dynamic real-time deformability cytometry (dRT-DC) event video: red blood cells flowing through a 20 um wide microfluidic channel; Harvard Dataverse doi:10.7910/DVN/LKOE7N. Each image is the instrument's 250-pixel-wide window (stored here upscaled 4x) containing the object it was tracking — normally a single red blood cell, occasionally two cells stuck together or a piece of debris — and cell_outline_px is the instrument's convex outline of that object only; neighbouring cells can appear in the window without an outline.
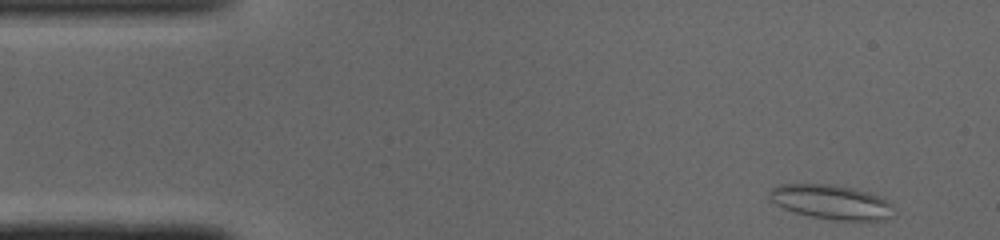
{"species": "common noctule bat (a hibernating species)", "species_latin": "Nyctalus noctula", "temperature_condition": "cold", "stored_images_in_passage": 46, "camera_frame_rate_fps": 3000, "um_per_image_px": 0.085, "animal": {"sex": "male", "body_mass_g": 19.0, "forearm_length_mm": 50.8}, "frame": {"image": 1, "passage_image": 1, "time_ms": 0.0, "image_size_px": [1000, 240], "cell_outline_px": [[896, 216], [880, 220], [832, 220], [812, 216], [796, 212], [784, 208], [776, 204], [768, 196], [772, 188], [780, 184], [828, 184], [852, 188], [868, 192], [880, 196], [888, 200], [892, 204]], "centroid_in_image_um": [70.72, 17.17], "position_along_channel_um": 14.3, "area_um2": 24.91}}
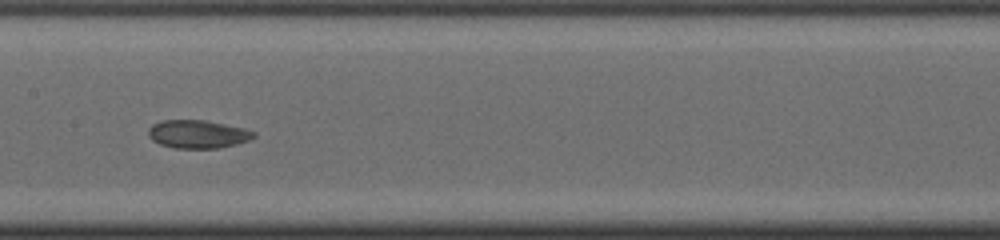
{"frame": {"image": 2, "passage_image": 21, "time_ms": 6.667, "image_size_px": [1000, 240], "cell_outline_px": [[256, 136], [248, 140], [236, 144], [220, 148], [172, 148], [160, 144], [152, 140], [148, 136], [148, 128], [152, 124], [164, 120], [204, 120], [244, 128], [256, 132]], "centroid_in_image_um": [16.79, 11.4], "position_along_channel_um": 190.6, "area_um2": 17.34}}
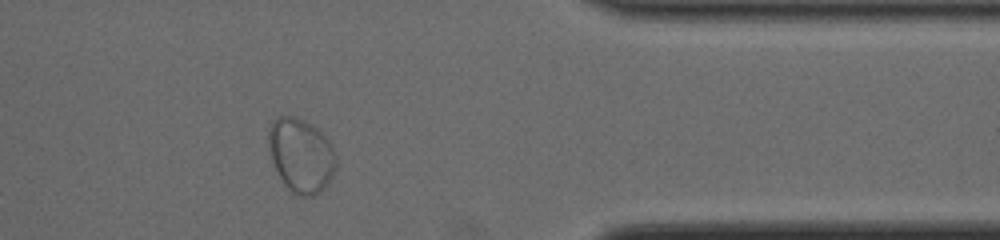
{"frame": {"image": 3, "passage_image": 37, "time_ms": 12.0, "image_size_px": [1000, 240], "cell_outline_px": [[336, 168], [332, 176], [324, 188], [320, 192], [312, 196], [292, 196], [280, 176], [272, 160], [268, 140], [268, 132], [276, 116], [296, 116], [304, 120], [316, 128], [324, 136], [332, 148], [336, 156]], "centroid_in_image_um": [25.58, 13.23], "position_along_channel_um": 385.8, "area_um2": 28.96}}